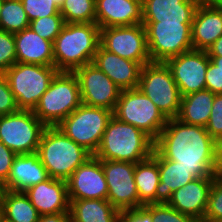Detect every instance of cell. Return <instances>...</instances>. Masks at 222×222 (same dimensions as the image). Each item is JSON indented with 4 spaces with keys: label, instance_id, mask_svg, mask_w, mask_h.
Segmentation results:
<instances>
[{
    "label": "cell",
    "instance_id": "6",
    "mask_svg": "<svg viewBox=\"0 0 222 222\" xmlns=\"http://www.w3.org/2000/svg\"><path fill=\"white\" fill-rule=\"evenodd\" d=\"M58 70L55 66L18 63L5 73L20 110H34Z\"/></svg>",
    "mask_w": 222,
    "mask_h": 222
},
{
    "label": "cell",
    "instance_id": "41",
    "mask_svg": "<svg viewBox=\"0 0 222 222\" xmlns=\"http://www.w3.org/2000/svg\"><path fill=\"white\" fill-rule=\"evenodd\" d=\"M17 154L0 141V178L7 181Z\"/></svg>",
    "mask_w": 222,
    "mask_h": 222
},
{
    "label": "cell",
    "instance_id": "36",
    "mask_svg": "<svg viewBox=\"0 0 222 222\" xmlns=\"http://www.w3.org/2000/svg\"><path fill=\"white\" fill-rule=\"evenodd\" d=\"M205 128L208 134L222 147V94L215 95Z\"/></svg>",
    "mask_w": 222,
    "mask_h": 222
},
{
    "label": "cell",
    "instance_id": "27",
    "mask_svg": "<svg viewBox=\"0 0 222 222\" xmlns=\"http://www.w3.org/2000/svg\"><path fill=\"white\" fill-rule=\"evenodd\" d=\"M214 97L215 94L207 89L181 97L177 119L189 125L205 127L210 117Z\"/></svg>",
    "mask_w": 222,
    "mask_h": 222
},
{
    "label": "cell",
    "instance_id": "25",
    "mask_svg": "<svg viewBox=\"0 0 222 222\" xmlns=\"http://www.w3.org/2000/svg\"><path fill=\"white\" fill-rule=\"evenodd\" d=\"M158 169L160 182L155 193V203H168L174 191L196 178L190 170L180 166L178 162L163 158L159 153Z\"/></svg>",
    "mask_w": 222,
    "mask_h": 222
},
{
    "label": "cell",
    "instance_id": "48",
    "mask_svg": "<svg viewBox=\"0 0 222 222\" xmlns=\"http://www.w3.org/2000/svg\"><path fill=\"white\" fill-rule=\"evenodd\" d=\"M4 217V214H3V203L2 201H0V220Z\"/></svg>",
    "mask_w": 222,
    "mask_h": 222
},
{
    "label": "cell",
    "instance_id": "20",
    "mask_svg": "<svg viewBox=\"0 0 222 222\" xmlns=\"http://www.w3.org/2000/svg\"><path fill=\"white\" fill-rule=\"evenodd\" d=\"M39 215L69 212L67 182L62 179L49 178L31 186L24 192Z\"/></svg>",
    "mask_w": 222,
    "mask_h": 222
},
{
    "label": "cell",
    "instance_id": "11",
    "mask_svg": "<svg viewBox=\"0 0 222 222\" xmlns=\"http://www.w3.org/2000/svg\"><path fill=\"white\" fill-rule=\"evenodd\" d=\"M46 126L32 110L0 116V141L17 155L37 152Z\"/></svg>",
    "mask_w": 222,
    "mask_h": 222
},
{
    "label": "cell",
    "instance_id": "51",
    "mask_svg": "<svg viewBox=\"0 0 222 222\" xmlns=\"http://www.w3.org/2000/svg\"><path fill=\"white\" fill-rule=\"evenodd\" d=\"M2 2H3V0H0V10H1V7H2Z\"/></svg>",
    "mask_w": 222,
    "mask_h": 222
},
{
    "label": "cell",
    "instance_id": "21",
    "mask_svg": "<svg viewBox=\"0 0 222 222\" xmlns=\"http://www.w3.org/2000/svg\"><path fill=\"white\" fill-rule=\"evenodd\" d=\"M191 35L193 49L207 51L222 35V9L201 0L194 13Z\"/></svg>",
    "mask_w": 222,
    "mask_h": 222
},
{
    "label": "cell",
    "instance_id": "4",
    "mask_svg": "<svg viewBox=\"0 0 222 222\" xmlns=\"http://www.w3.org/2000/svg\"><path fill=\"white\" fill-rule=\"evenodd\" d=\"M36 153L49 177L65 181L92 156L57 126L45 128Z\"/></svg>",
    "mask_w": 222,
    "mask_h": 222
},
{
    "label": "cell",
    "instance_id": "16",
    "mask_svg": "<svg viewBox=\"0 0 222 222\" xmlns=\"http://www.w3.org/2000/svg\"><path fill=\"white\" fill-rule=\"evenodd\" d=\"M69 200L107 199L108 187L100 159L92 155L66 180Z\"/></svg>",
    "mask_w": 222,
    "mask_h": 222
},
{
    "label": "cell",
    "instance_id": "37",
    "mask_svg": "<svg viewBox=\"0 0 222 222\" xmlns=\"http://www.w3.org/2000/svg\"><path fill=\"white\" fill-rule=\"evenodd\" d=\"M152 222H196V220L178 212L167 203H154L152 204Z\"/></svg>",
    "mask_w": 222,
    "mask_h": 222
},
{
    "label": "cell",
    "instance_id": "8",
    "mask_svg": "<svg viewBox=\"0 0 222 222\" xmlns=\"http://www.w3.org/2000/svg\"><path fill=\"white\" fill-rule=\"evenodd\" d=\"M113 116L145 132L154 141L168 119L140 89L121 90Z\"/></svg>",
    "mask_w": 222,
    "mask_h": 222
},
{
    "label": "cell",
    "instance_id": "18",
    "mask_svg": "<svg viewBox=\"0 0 222 222\" xmlns=\"http://www.w3.org/2000/svg\"><path fill=\"white\" fill-rule=\"evenodd\" d=\"M214 177L195 178L172 193L168 205L195 220L204 218Z\"/></svg>",
    "mask_w": 222,
    "mask_h": 222
},
{
    "label": "cell",
    "instance_id": "14",
    "mask_svg": "<svg viewBox=\"0 0 222 222\" xmlns=\"http://www.w3.org/2000/svg\"><path fill=\"white\" fill-rule=\"evenodd\" d=\"M100 161L108 187L107 200L119 211L139 207V197L134 180L136 163Z\"/></svg>",
    "mask_w": 222,
    "mask_h": 222
},
{
    "label": "cell",
    "instance_id": "49",
    "mask_svg": "<svg viewBox=\"0 0 222 222\" xmlns=\"http://www.w3.org/2000/svg\"><path fill=\"white\" fill-rule=\"evenodd\" d=\"M0 222H12V221H9L8 219H6L5 217H3Z\"/></svg>",
    "mask_w": 222,
    "mask_h": 222
},
{
    "label": "cell",
    "instance_id": "24",
    "mask_svg": "<svg viewBox=\"0 0 222 222\" xmlns=\"http://www.w3.org/2000/svg\"><path fill=\"white\" fill-rule=\"evenodd\" d=\"M18 63L54 66L53 43L41 38L30 27L14 33Z\"/></svg>",
    "mask_w": 222,
    "mask_h": 222
},
{
    "label": "cell",
    "instance_id": "3",
    "mask_svg": "<svg viewBox=\"0 0 222 222\" xmlns=\"http://www.w3.org/2000/svg\"><path fill=\"white\" fill-rule=\"evenodd\" d=\"M154 144L145 132L113 116L94 156L100 160L138 163L152 156Z\"/></svg>",
    "mask_w": 222,
    "mask_h": 222
},
{
    "label": "cell",
    "instance_id": "39",
    "mask_svg": "<svg viewBox=\"0 0 222 222\" xmlns=\"http://www.w3.org/2000/svg\"><path fill=\"white\" fill-rule=\"evenodd\" d=\"M118 222H152V204L120 211Z\"/></svg>",
    "mask_w": 222,
    "mask_h": 222
},
{
    "label": "cell",
    "instance_id": "50",
    "mask_svg": "<svg viewBox=\"0 0 222 222\" xmlns=\"http://www.w3.org/2000/svg\"><path fill=\"white\" fill-rule=\"evenodd\" d=\"M196 222H210V221H207V220L201 219V220H196Z\"/></svg>",
    "mask_w": 222,
    "mask_h": 222
},
{
    "label": "cell",
    "instance_id": "30",
    "mask_svg": "<svg viewBox=\"0 0 222 222\" xmlns=\"http://www.w3.org/2000/svg\"><path fill=\"white\" fill-rule=\"evenodd\" d=\"M30 21L21 0H3L0 10V29L17 33L29 28Z\"/></svg>",
    "mask_w": 222,
    "mask_h": 222
},
{
    "label": "cell",
    "instance_id": "31",
    "mask_svg": "<svg viewBox=\"0 0 222 222\" xmlns=\"http://www.w3.org/2000/svg\"><path fill=\"white\" fill-rule=\"evenodd\" d=\"M60 14L65 23H94L95 0H65Z\"/></svg>",
    "mask_w": 222,
    "mask_h": 222
},
{
    "label": "cell",
    "instance_id": "40",
    "mask_svg": "<svg viewBox=\"0 0 222 222\" xmlns=\"http://www.w3.org/2000/svg\"><path fill=\"white\" fill-rule=\"evenodd\" d=\"M206 89L215 95L222 94V70L218 69L211 60L206 71Z\"/></svg>",
    "mask_w": 222,
    "mask_h": 222
},
{
    "label": "cell",
    "instance_id": "28",
    "mask_svg": "<svg viewBox=\"0 0 222 222\" xmlns=\"http://www.w3.org/2000/svg\"><path fill=\"white\" fill-rule=\"evenodd\" d=\"M134 180L139 197V207L155 203V193L160 182L158 169V152L146 160L135 164Z\"/></svg>",
    "mask_w": 222,
    "mask_h": 222
},
{
    "label": "cell",
    "instance_id": "47",
    "mask_svg": "<svg viewBox=\"0 0 222 222\" xmlns=\"http://www.w3.org/2000/svg\"><path fill=\"white\" fill-rule=\"evenodd\" d=\"M54 2L56 3V5L61 8V6L63 5V3L65 2V0H54Z\"/></svg>",
    "mask_w": 222,
    "mask_h": 222
},
{
    "label": "cell",
    "instance_id": "17",
    "mask_svg": "<svg viewBox=\"0 0 222 222\" xmlns=\"http://www.w3.org/2000/svg\"><path fill=\"white\" fill-rule=\"evenodd\" d=\"M95 22L100 28L142 24V0H95Z\"/></svg>",
    "mask_w": 222,
    "mask_h": 222
},
{
    "label": "cell",
    "instance_id": "45",
    "mask_svg": "<svg viewBox=\"0 0 222 222\" xmlns=\"http://www.w3.org/2000/svg\"><path fill=\"white\" fill-rule=\"evenodd\" d=\"M210 60L218 66V69L222 70V57L219 56H209Z\"/></svg>",
    "mask_w": 222,
    "mask_h": 222
},
{
    "label": "cell",
    "instance_id": "12",
    "mask_svg": "<svg viewBox=\"0 0 222 222\" xmlns=\"http://www.w3.org/2000/svg\"><path fill=\"white\" fill-rule=\"evenodd\" d=\"M100 45L124 59L142 65L151 63L143 24L100 28Z\"/></svg>",
    "mask_w": 222,
    "mask_h": 222
},
{
    "label": "cell",
    "instance_id": "29",
    "mask_svg": "<svg viewBox=\"0 0 222 222\" xmlns=\"http://www.w3.org/2000/svg\"><path fill=\"white\" fill-rule=\"evenodd\" d=\"M3 214L12 222H38L39 213L24 192L8 190L2 199Z\"/></svg>",
    "mask_w": 222,
    "mask_h": 222
},
{
    "label": "cell",
    "instance_id": "32",
    "mask_svg": "<svg viewBox=\"0 0 222 222\" xmlns=\"http://www.w3.org/2000/svg\"><path fill=\"white\" fill-rule=\"evenodd\" d=\"M203 219L210 222H222V170L214 176Z\"/></svg>",
    "mask_w": 222,
    "mask_h": 222
},
{
    "label": "cell",
    "instance_id": "42",
    "mask_svg": "<svg viewBox=\"0 0 222 222\" xmlns=\"http://www.w3.org/2000/svg\"><path fill=\"white\" fill-rule=\"evenodd\" d=\"M38 222H70L69 212L40 215Z\"/></svg>",
    "mask_w": 222,
    "mask_h": 222
},
{
    "label": "cell",
    "instance_id": "7",
    "mask_svg": "<svg viewBox=\"0 0 222 222\" xmlns=\"http://www.w3.org/2000/svg\"><path fill=\"white\" fill-rule=\"evenodd\" d=\"M113 111L81 104L57 127L91 155L98 150Z\"/></svg>",
    "mask_w": 222,
    "mask_h": 222
},
{
    "label": "cell",
    "instance_id": "44",
    "mask_svg": "<svg viewBox=\"0 0 222 222\" xmlns=\"http://www.w3.org/2000/svg\"><path fill=\"white\" fill-rule=\"evenodd\" d=\"M7 191L6 181L0 178V201L6 196Z\"/></svg>",
    "mask_w": 222,
    "mask_h": 222
},
{
    "label": "cell",
    "instance_id": "33",
    "mask_svg": "<svg viewBox=\"0 0 222 222\" xmlns=\"http://www.w3.org/2000/svg\"><path fill=\"white\" fill-rule=\"evenodd\" d=\"M65 22L62 15H51L30 22L29 27L41 38L54 42Z\"/></svg>",
    "mask_w": 222,
    "mask_h": 222
},
{
    "label": "cell",
    "instance_id": "23",
    "mask_svg": "<svg viewBox=\"0 0 222 222\" xmlns=\"http://www.w3.org/2000/svg\"><path fill=\"white\" fill-rule=\"evenodd\" d=\"M49 178V174L36 152L20 154L13 161L6 186L8 190L14 192H25L31 186L44 182Z\"/></svg>",
    "mask_w": 222,
    "mask_h": 222
},
{
    "label": "cell",
    "instance_id": "34",
    "mask_svg": "<svg viewBox=\"0 0 222 222\" xmlns=\"http://www.w3.org/2000/svg\"><path fill=\"white\" fill-rule=\"evenodd\" d=\"M21 2L30 22L46 16L61 15L60 8L54 0H21Z\"/></svg>",
    "mask_w": 222,
    "mask_h": 222
},
{
    "label": "cell",
    "instance_id": "2",
    "mask_svg": "<svg viewBox=\"0 0 222 222\" xmlns=\"http://www.w3.org/2000/svg\"><path fill=\"white\" fill-rule=\"evenodd\" d=\"M100 45V27L94 23H65L53 42L54 66L73 72L93 62Z\"/></svg>",
    "mask_w": 222,
    "mask_h": 222
},
{
    "label": "cell",
    "instance_id": "35",
    "mask_svg": "<svg viewBox=\"0 0 222 222\" xmlns=\"http://www.w3.org/2000/svg\"><path fill=\"white\" fill-rule=\"evenodd\" d=\"M17 62L14 33L0 29V74Z\"/></svg>",
    "mask_w": 222,
    "mask_h": 222
},
{
    "label": "cell",
    "instance_id": "15",
    "mask_svg": "<svg viewBox=\"0 0 222 222\" xmlns=\"http://www.w3.org/2000/svg\"><path fill=\"white\" fill-rule=\"evenodd\" d=\"M209 61L206 51L192 49L165 62L172 72L181 97L206 89L205 75Z\"/></svg>",
    "mask_w": 222,
    "mask_h": 222
},
{
    "label": "cell",
    "instance_id": "13",
    "mask_svg": "<svg viewBox=\"0 0 222 222\" xmlns=\"http://www.w3.org/2000/svg\"><path fill=\"white\" fill-rule=\"evenodd\" d=\"M80 89L81 103L92 107L115 110L121 89L94 63L73 71Z\"/></svg>",
    "mask_w": 222,
    "mask_h": 222
},
{
    "label": "cell",
    "instance_id": "9",
    "mask_svg": "<svg viewBox=\"0 0 222 222\" xmlns=\"http://www.w3.org/2000/svg\"><path fill=\"white\" fill-rule=\"evenodd\" d=\"M137 88L158 107L167 119L177 118L181 95L166 63L151 62L143 65Z\"/></svg>",
    "mask_w": 222,
    "mask_h": 222
},
{
    "label": "cell",
    "instance_id": "10",
    "mask_svg": "<svg viewBox=\"0 0 222 222\" xmlns=\"http://www.w3.org/2000/svg\"><path fill=\"white\" fill-rule=\"evenodd\" d=\"M151 62H166L193 49L192 23L142 22Z\"/></svg>",
    "mask_w": 222,
    "mask_h": 222
},
{
    "label": "cell",
    "instance_id": "1",
    "mask_svg": "<svg viewBox=\"0 0 222 222\" xmlns=\"http://www.w3.org/2000/svg\"><path fill=\"white\" fill-rule=\"evenodd\" d=\"M154 149L165 159L175 161L196 177H214L222 170V147L206 128L168 119L155 140Z\"/></svg>",
    "mask_w": 222,
    "mask_h": 222
},
{
    "label": "cell",
    "instance_id": "5",
    "mask_svg": "<svg viewBox=\"0 0 222 222\" xmlns=\"http://www.w3.org/2000/svg\"><path fill=\"white\" fill-rule=\"evenodd\" d=\"M81 104L79 83L75 74L58 71L33 113L46 127H55Z\"/></svg>",
    "mask_w": 222,
    "mask_h": 222
},
{
    "label": "cell",
    "instance_id": "22",
    "mask_svg": "<svg viewBox=\"0 0 222 222\" xmlns=\"http://www.w3.org/2000/svg\"><path fill=\"white\" fill-rule=\"evenodd\" d=\"M201 0H142L143 22L192 23Z\"/></svg>",
    "mask_w": 222,
    "mask_h": 222
},
{
    "label": "cell",
    "instance_id": "46",
    "mask_svg": "<svg viewBox=\"0 0 222 222\" xmlns=\"http://www.w3.org/2000/svg\"><path fill=\"white\" fill-rule=\"evenodd\" d=\"M210 2L214 7L222 9V0H207Z\"/></svg>",
    "mask_w": 222,
    "mask_h": 222
},
{
    "label": "cell",
    "instance_id": "19",
    "mask_svg": "<svg viewBox=\"0 0 222 222\" xmlns=\"http://www.w3.org/2000/svg\"><path fill=\"white\" fill-rule=\"evenodd\" d=\"M121 90L137 88L143 65L124 59L99 45L93 62Z\"/></svg>",
    "mask_w": 222,
    "mask_h": 222
},
{
    "label": "cell",
    "instance_id": "26",
    "mask_svg": "<svg viewBox=\"0 0 222 222\" xmlns=\"http://www.w3.org/2000/svg\"><path fill=\"white\" fill-rule=\"evenodd\" d=\"M69 201L70 222H118L120 211L107 199Z\"/></svg>",
    "mask_w": 222,
    "mask_h": 222
},
{
    "label": "cell",
    "instance_id": "43",
    "mask_svg": "<svg viewBox=\"0 0 222 222\" xmlns=\"http://www.w3.org/2000/svg\"><path fill=\"white\" fill-rule=\"evenodd\" d=\"M208 56L222 57V35L206 51Z\"/></svg>",
    "mask_w": 222,
    "mask_h": 222
},
{
    "label": "cell",
    "instance_id": "38",
    "mask_svg": "<svg viewBox=\"0 0 222 222\" xmlns=\"http://www.w3.org/2000/svg\"><path fill=\"white\" fill-rule=\"evenodd\" d=\"M20 109L4 74H0V116L13 114Z\"/></svg>",
    "mask_w": 222,
    "mask_h": 222
}]
</instances>
